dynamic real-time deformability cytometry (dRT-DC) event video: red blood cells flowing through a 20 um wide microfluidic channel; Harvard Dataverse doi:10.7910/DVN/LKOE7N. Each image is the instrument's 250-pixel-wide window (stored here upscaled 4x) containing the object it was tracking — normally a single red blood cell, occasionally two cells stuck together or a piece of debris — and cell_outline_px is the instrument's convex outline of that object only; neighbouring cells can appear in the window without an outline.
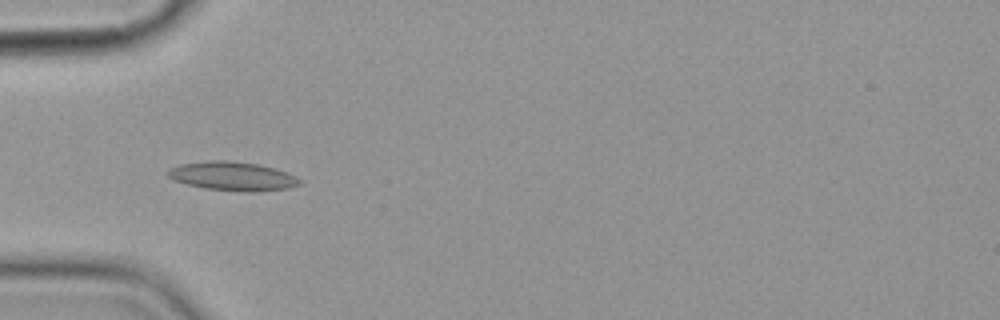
{"species": "common noctule bat (a hibernating species)", "species_latin": "Nyctalus noctula", "temperature_condition": "cold", "stored_images_in_passage": 5, "camera_frame_rate_fps": 3000, "um_per_image_px": 0.085, "animal": {"sex": "female", "body_mass_g": 19.9}, "frame": {"image": 1, "passage_image": 4, "time_ms": 4.667, "image_size_px": [1000, 320], "cell_outline_px": [[300, 184], [288, 188], [252, 192], [240, 192], [204, 188], [172, 180], [168, 176], [168, 168], [180, 164], [212, 160], [224, 160], [256, 164], [276, 168], [300, 180]], "centroid_in_image_um": [19.71, 14.98], "position_along_channel_um": 65.3, "area_um2": 21.96}}
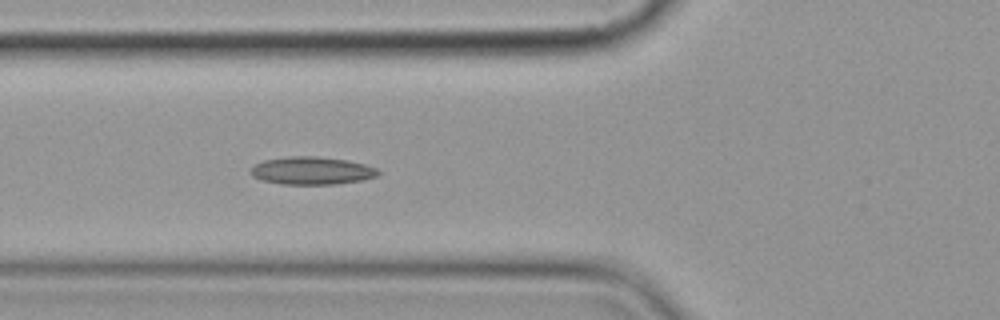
{"frame": {"image": 2, "passage_image": 5, "time_ms": 5.667, "image_size_px": [1000, 320], "cell_outline_px": [[380, 172], [376, 176], [364, 180], [336, 184], [280, 184], [260, 180], [252, 176], [252, 168], [256, 164], [264, 160], [288, 156], [316, 156], [348, 160], [364, 164], [376, 168]], "centroid_in_image_um": [26.51, 14.51], "position_along_channel_um": 99.3, "area_um2": 20.63}}